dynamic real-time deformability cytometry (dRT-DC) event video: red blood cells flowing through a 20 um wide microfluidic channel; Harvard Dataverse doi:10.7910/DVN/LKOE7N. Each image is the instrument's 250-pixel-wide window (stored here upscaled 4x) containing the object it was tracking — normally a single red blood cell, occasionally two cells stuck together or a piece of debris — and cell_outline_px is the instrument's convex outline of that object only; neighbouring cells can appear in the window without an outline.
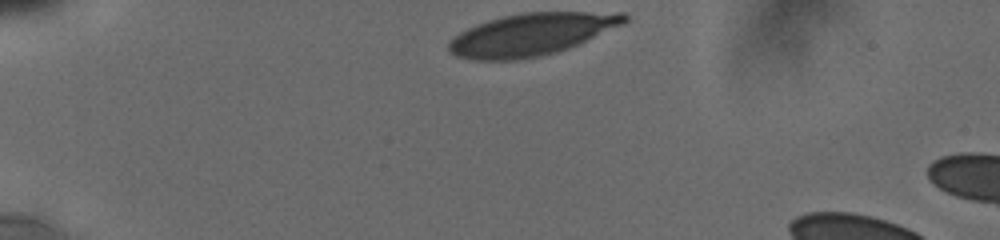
{"species": "human", "species_latin": "Homo sapiens", "temperature_condition": "cold", "stored_images_in_passage": 3, "camera_frame_rate_fps": 3000, "um_per_image_px": 0.085, "donor": {"sex": "male"}, "frame": {"image": 1, "passage_image": 1, "time_ms": 0.0, "image_size_px": [1000, 240], "cell_outline_px": [[628, 20], [620, 24], [576, 44], [552, 52], [536, 56], [516, 60], [476, 60], [456, 56], [448, 48], [448, 44], [460, 32], [476, 24], [488, 20], [520, 12], [624, 12], [628, 16]], "centroid_in_image_um": [45.12, 2.9], "position_along_channel_um": 39.9, "area_um2": 42.19}}